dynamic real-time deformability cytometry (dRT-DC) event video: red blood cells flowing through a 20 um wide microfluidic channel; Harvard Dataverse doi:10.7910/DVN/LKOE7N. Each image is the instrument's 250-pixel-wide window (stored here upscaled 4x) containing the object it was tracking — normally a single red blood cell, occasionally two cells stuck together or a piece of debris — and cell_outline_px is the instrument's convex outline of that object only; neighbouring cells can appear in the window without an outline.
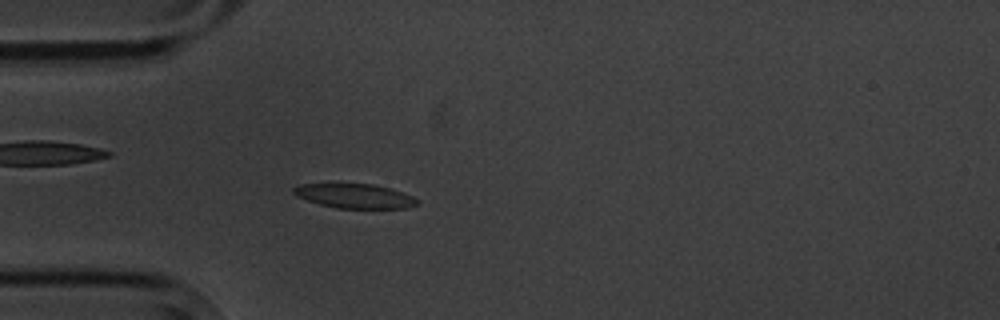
{"species": "common noctule bat (a hibernating species)", "species_latin": "Nyctalus noctula", "temperature_condition": "cold", "stored_images_in_passage": 3, "camera_frame_rate_fps": 3000, "um_per_image_px": 0.085, "animal": {"sex": "male", "body_mass_g": 20.1, "forearm_length_mm": 53.5}, "frame": {"image": 1, "passage_image": 3, "time_ms": 2.333, "image_size_px": [1000, 320], "cell_outline_px": [[420, 204], [408, 208], [336, 208], [320, 204], [296, 196], [292, 192], [292, 188], [300, 184], [372, 184], [388, 188], [412, 196], [420, 200]], "centroid_in_image_um": [30.16, 16.67], "position_along_channel_um": 54.8, "area_um2": 17.46}}